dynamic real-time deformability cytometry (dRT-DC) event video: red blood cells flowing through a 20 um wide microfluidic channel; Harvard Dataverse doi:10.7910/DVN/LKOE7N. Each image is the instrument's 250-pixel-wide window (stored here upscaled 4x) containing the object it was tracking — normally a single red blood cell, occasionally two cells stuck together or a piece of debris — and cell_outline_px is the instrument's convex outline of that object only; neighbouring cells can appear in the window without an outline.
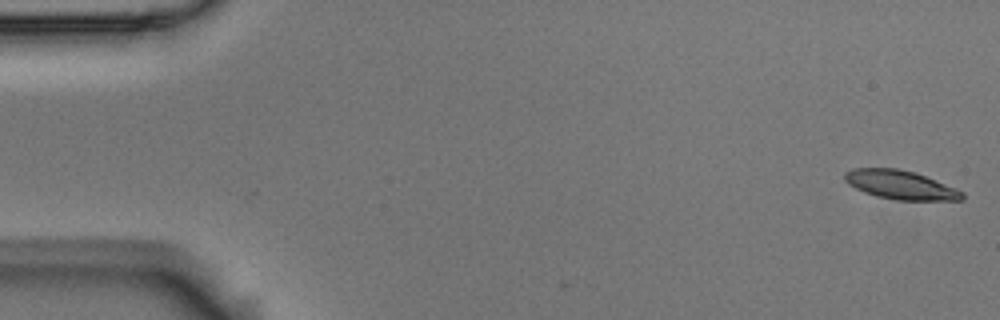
{"species": "Egyptian fruit bat (a non-hibernating species)", "species_latin": "Rousettus aegyptiacus", "temperature_condition": "room temperature", "stored_images_in_passage": 3, "camera_frame_rate_fps": 3000, "um_per_image_px": 0.085, "animal": {"sex": "male"}, "frame": {"image": 1, "passage_image": 1, "time_ms": 0.0, "image_size_px": [1000, 320], "cell_outline_px": [[964, 200], [896, 200], [876, 196], [864, 192], [848, 184], [844, 180], [844, 172], [852, 168], [896, 168], [912, 172], [924, 176], [964, 192]], "centroid_in_image_um": [76.49, 15.72], "position_along_channel_um": 8.5, "area_um2": 19.54}}